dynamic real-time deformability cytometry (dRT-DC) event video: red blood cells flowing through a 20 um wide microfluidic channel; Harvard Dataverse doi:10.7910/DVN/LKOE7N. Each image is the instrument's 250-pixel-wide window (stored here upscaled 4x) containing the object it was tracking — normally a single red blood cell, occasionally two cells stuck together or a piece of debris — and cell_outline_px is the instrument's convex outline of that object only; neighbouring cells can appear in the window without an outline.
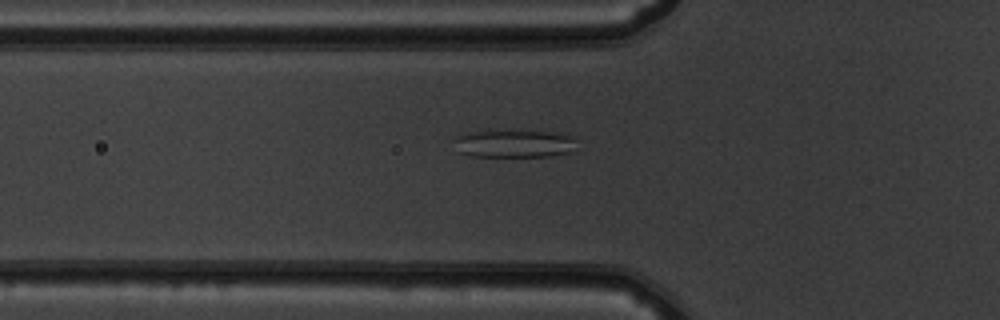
{"species": "common noctule bat (a hibernating species)", "species_latin": "Nyctalus noctula", "temperature_condition": "warm", "stored_images_in_passage": 49, "camera_frame_rate_fps": 3000, "um_per_image_px": 0.085, "animal": {"sex": "male", "body_mass_g": 19.5, "forearm_length_mm": 54.6}, "frame": {"image": 1, "passage_image": 15, "time_ms": 4.667, "image_size_px": [1000, 320], "cell_outline_px": [[580, 136], [568, 152], [548, 156], [472, 156], [456, 152], [452, 140], [456, 136], [468, 132], [488, 128], [560, 132]], "centroid_in_image_um": [43.64, 12.14], "position_along_channel_um": 82.2, "area_um2": 21.04}}
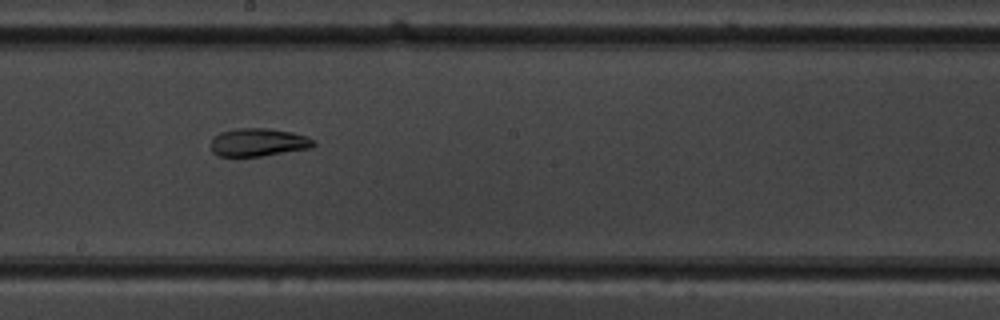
{"frame": {"image": 2, "passage_image": 26, "time_ms": 8.333, "image_size_px": [1000, 320], "cell_outline_px": [[316, 144], [312, 148], [260, 156], [220, 156], [212, 152], [212, 136], [220, 132], [236, 128], [268, 128], [292, 132], [316, 140]], "centroid_in_image_um": [21.96, 12.09], "position_along_channel_um": 226.2, "area_um2": 16.82}}
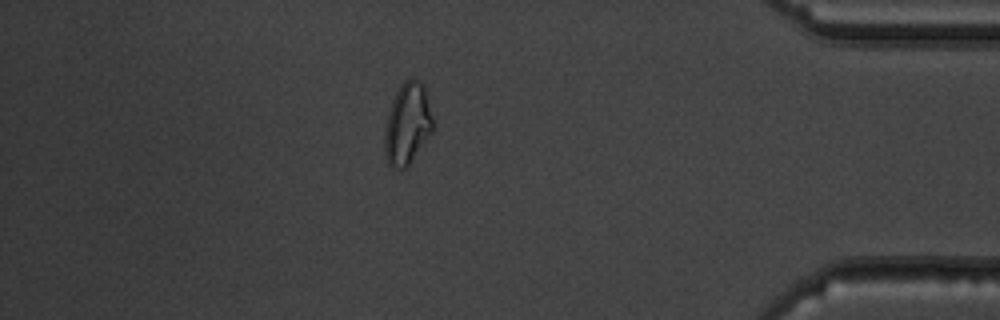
{"frame": {"image": 3, "passage_image": 42, "time_ms": 13.667, "image_size_px": [1000, 320], "cell_outline_px": [[432, 132], [408, 164], [404, 168], [392, 168], [388, 164], [384, 148], [384, 132], [388, 112], [392, 100], [400, 84], [404, 80], [412, 76], [420, 80], [424, 84], [432, 116]], "centroid_in_image_um": [34.61, 10.46], "position_along_channel_um": 400.6, "area_um2": 22.89}, "authors_computed_cell_mechanics": {"area_um2": 21.0392, "velocity_mm_per_s": 3.9273, "shape_relaxation_time_tau1_ms": 10.9321, "shape_relaxation_time_tau2_ms": 3.2995, "deformation_change_tau1": 0.2147, "deformation_change_tau2": 0.1088}}